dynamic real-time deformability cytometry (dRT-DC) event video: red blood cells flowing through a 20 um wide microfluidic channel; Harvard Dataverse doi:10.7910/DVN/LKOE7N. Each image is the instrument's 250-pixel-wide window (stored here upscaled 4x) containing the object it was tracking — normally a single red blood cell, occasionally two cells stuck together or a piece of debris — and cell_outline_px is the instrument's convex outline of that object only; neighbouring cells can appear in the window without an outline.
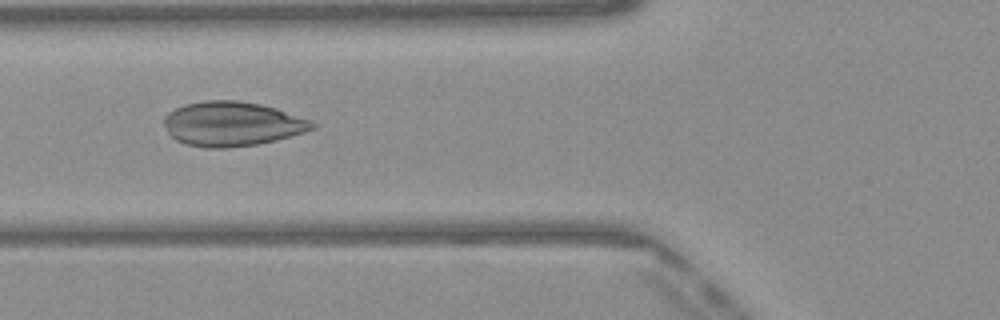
{"species": "Egyptian fruit bat (a non-hibernating species)", "species_latin": "Rousettus aegyptiacus", "temperature_condition": "warm", "stored_images_in_passage": 49, "camera_frame_rate_fps": 3000, "um_per_image_px": 0.085, "frame": {"image": 1, "passage_image": 19, "time_ms": 6.0, "image_size_px": [1000, 320], "cell_outline_px": [[316, 128], [304, 132], [276, 140], [256, 144], [224, 148], [204, 148], [184, 144], [176, 140], [168, 132], [164, 124], [164, 116], [168, 112], [184, 104], [204, 100], [236, 100], [260, 104], [276, 108], [312, 120], [316, 124]], "centroid_in_image_um": [19.72, 10.53], "position_along_channel_um": 106.1, "area_um2": 38.55}}
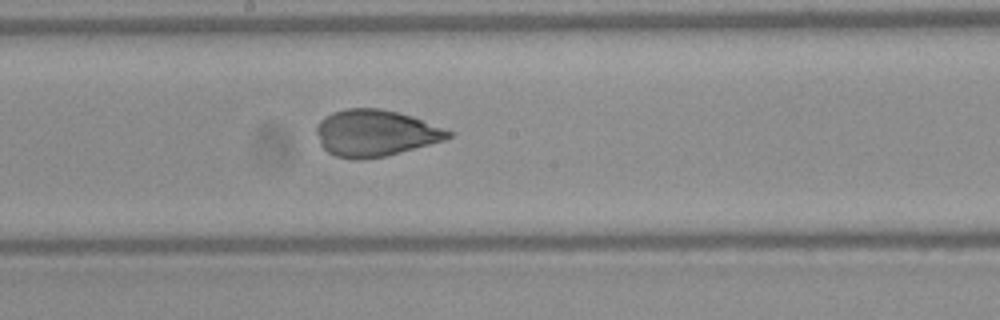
{"frame": {"image": 2, "passage_image": 27, "time_ms": 8.667, "image_size_px": [1000, 320], "cell_outline_px": [[452, 136], [444, 140], [384, 156], [336, 156], [328, 152], [320, 144], [316, 132], [316, 124], [324, 116], [332, 112], [348, 108], [380, 108], [412, 116], [452, 132]], "centroid_in_image_um": [31.87, 11.26], "position_along_channel_um": 216.3, "area_um2": 34.74}}
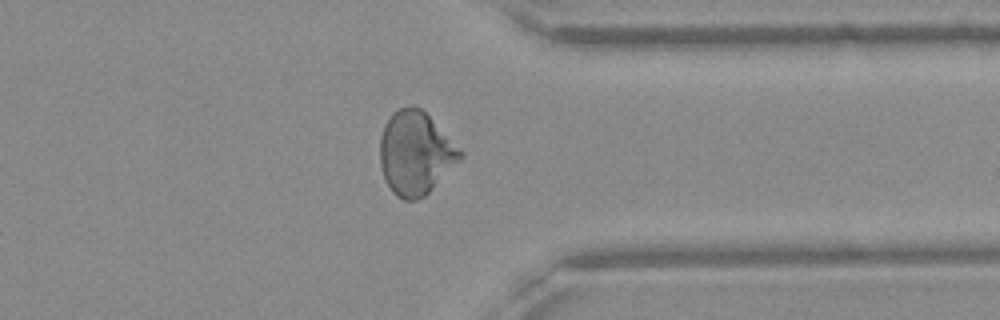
{"frame": {"image": 3, "passage_image": 39, "time_ms": 12.667, "image_size_px": [1000, 320], "cell_outline_px": [[464, 156], [424, 196], [416, 200], [404, 200], [396, 196], [392, 192], [384, 180], [380, 164], [380, 136], [384, 124], [392, 112], [400, 108], [412, 104], [420, 108], [464, 152]], "centroid_in_image_um": [35.28, 13.01], "position_along_channel_um": 376.1, "area_um2": 38.84}}